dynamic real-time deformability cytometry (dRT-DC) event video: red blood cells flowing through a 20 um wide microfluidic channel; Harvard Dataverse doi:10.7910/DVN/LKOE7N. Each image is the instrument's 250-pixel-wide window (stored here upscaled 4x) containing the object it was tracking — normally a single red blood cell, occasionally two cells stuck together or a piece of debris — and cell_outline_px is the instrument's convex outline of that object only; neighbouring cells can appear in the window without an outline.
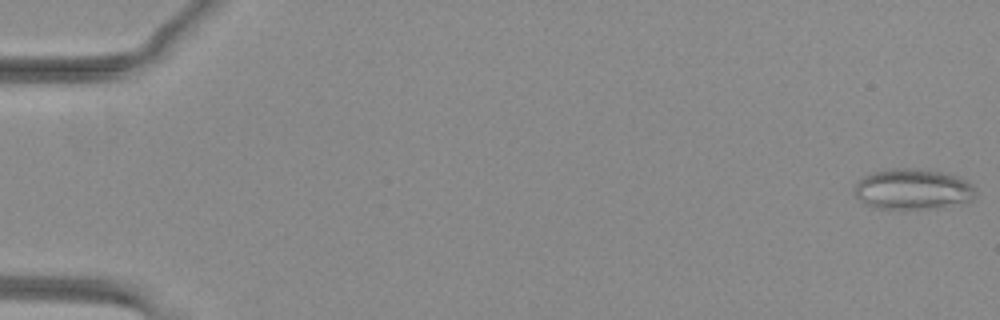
{"species": "common noctule bat (a hibernating species)", "species_latin": "Nyctalus noctula", "temperature_condition": "warm", "stored_images_in_passage": 14, "camera_frame_rate_fps": 3000, "um_per_image_px": 0.085, "animal": {"sex": "female", "body_mass_g": 29.2, "forearm_length_mm": 56.3}, "frame": {"image": 1, "passage_image": 1, "time_ms": 0.0, "image_size_px": [1000, 320], "cell_outline_px": [[976, 196], [972, 200], [944, 208], [872, 208], [864, 204], [852, 192], [856, 180], [872, 172], [888, 168], [912, 168], [940, 172], [960, 176], [972, 184], [976, 188]], "centroid_in_image_um": [77.58, 16.08], "position_along_channel_um": 7.4, "area_um2": 29.25}}